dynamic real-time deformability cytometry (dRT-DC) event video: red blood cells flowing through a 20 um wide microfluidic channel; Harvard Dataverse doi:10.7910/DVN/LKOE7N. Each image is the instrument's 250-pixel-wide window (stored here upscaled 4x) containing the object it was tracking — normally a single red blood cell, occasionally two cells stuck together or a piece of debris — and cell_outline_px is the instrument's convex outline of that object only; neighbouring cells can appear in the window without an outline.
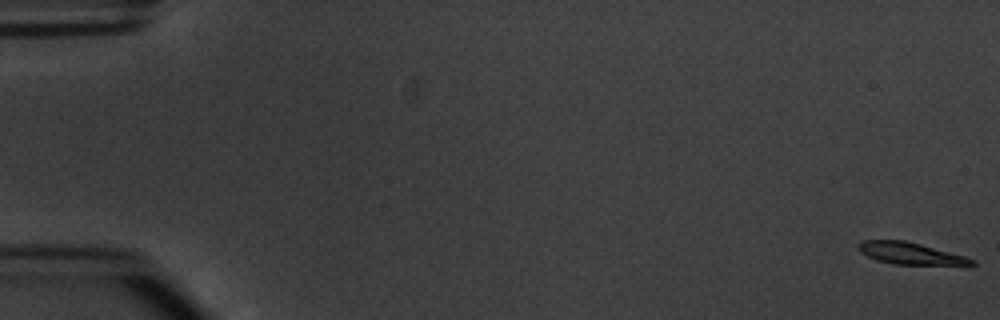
{"species": "common noctule bat (a hibernating species)", "species_latin": "Nyctalus noctula", "temperature_condition": "warm", "stored_images_in_passage": 7, "camera_frame_rate_fps": 3000, "um_per_image_px": 0.085, "animal": {"sex": "male", "body_mass_g": 20.1, "forearm_length_mm": 53.5}, "frame": {"image": 1, "passage_image": 1, "time_ms": 0.0, "image_size_px": [1000, 320], "cell_outline_px": [[976, 264], [896, 264], [876, 260], [860, 252], [856, 248], [856, 244], [860, 240], [904, 240], [920, 244], [964, 256], [976, 260]], "centroid_in_image_um": [77.27, 21.52], "position_along_channel_um": 7.7, "area_um2": 14.16}}
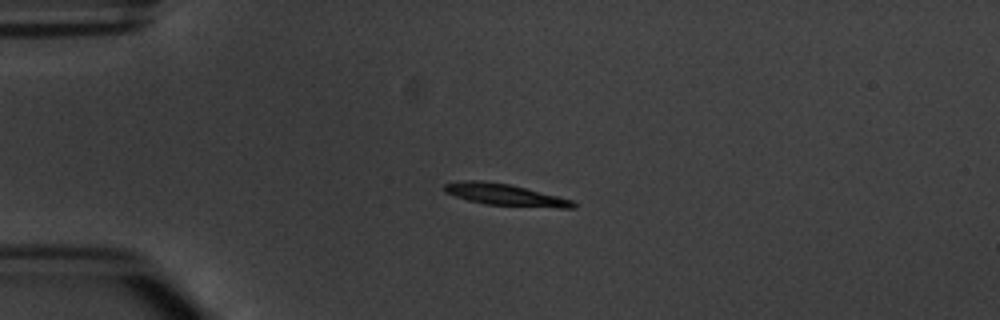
{"frame": {"image": 2, "passage_image": 4, "time_ms": 4.333, "image_size_px": [1000, 320], "cell_outline_px": [[576, 208], [556, 208], [484, 204], [468, 200], [444, 192], [444, 184], [464, 180], [480, 180], [508, 184], [572, 200], [576, 204]], "centroid_in_image_um": [42.91, 16.56], "position_along_channel_um": 42.1, "area_um2": 16.01}}
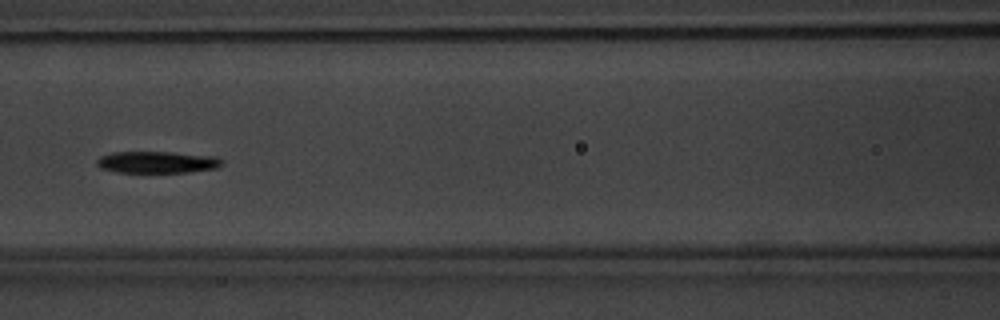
{"frame": {"image": 3, "passage_image": 7, "time_ms": 8.0, "image_size_px": [1000, 320], "cell_outline_px": [[224, 160], [216, 168], [188, 172], [116, 172], [100, 168], [96, 164], [96, 160], [100, 156], [112, 152], [172, 152], [216, 156]], "centroid_in_image_um": [13.33, 13.78], "position_along_channel_um": 153.3, "area_um2": 15.9}}